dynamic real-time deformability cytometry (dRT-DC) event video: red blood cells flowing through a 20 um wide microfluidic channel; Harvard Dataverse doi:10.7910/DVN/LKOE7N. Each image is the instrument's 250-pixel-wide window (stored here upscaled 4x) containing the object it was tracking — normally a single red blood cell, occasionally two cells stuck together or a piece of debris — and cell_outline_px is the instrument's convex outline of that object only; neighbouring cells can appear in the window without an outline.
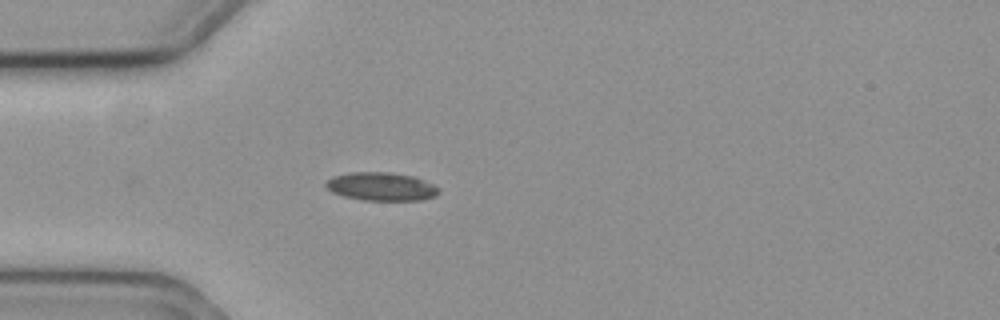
{"species": "common noctule bat (a hibernating species)", "species_latin": "Nyctalus noctula", "temperature_condition": "cold", "stored_images_in_passage": 28, "camera_frame_rate_fps": 3000, "um_per_image_px": 0.085, "animal": {"sex": "female", "body_mass_g": 19.3, "forearm_length_mm": 54.1}, "frame": {"image": 1, "passage_image": 1, "time_ms": 0.0, "image_size_px": [1000, 320], "cell_outline_px": [[440, 192], [436, 196], [420, 200], [360, 200], [344, 196], [332, 192], [324, 184], [332, 176], [352, 172], [388, 172], [412, 176], [432, 184], [440, 188]], "centroid_in_image_um": [32.4, 15.86], "position_along_channel_um": 52.6, "area_um2": 18.55}}
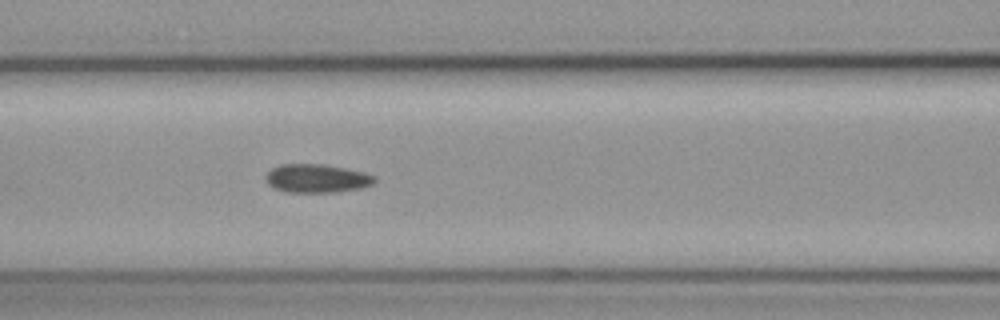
{"frame": {"image": 2, "passage_image": 9, "time_ms": 2.667, "image_size_px": [1000, 320], "cell_outline_px": [[376, 180], [372, 184], [360, 188], [336, 192], [284, 192], [268, 184], [264, 176], [272, 168], [280, 164], [324, 164], [364, 172], [376, 176]], "centroid_in_image_um": [26.92, 15.16], "position_along_channel_um": 139.7, "area_um2": 18.09}}
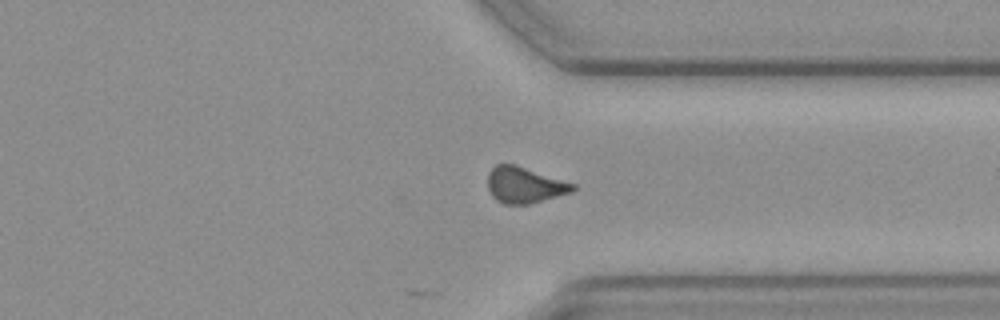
{"frame": {"image": 3, "passage_image": 28, "time_ms": 9.0, "image_size_px": [1000, 320], "cell_outline_px": [[576, 188], [572, 192], [528, 204], [504, 204], [496, 200], [492, 196], [488, 188], [488, 172], [496, 164], [516, 164], [576, 184]], "centroid_in_image_um": [44.58, 15.72], "position_along_channel_um": 366.8, "area_um2": 17.92}}